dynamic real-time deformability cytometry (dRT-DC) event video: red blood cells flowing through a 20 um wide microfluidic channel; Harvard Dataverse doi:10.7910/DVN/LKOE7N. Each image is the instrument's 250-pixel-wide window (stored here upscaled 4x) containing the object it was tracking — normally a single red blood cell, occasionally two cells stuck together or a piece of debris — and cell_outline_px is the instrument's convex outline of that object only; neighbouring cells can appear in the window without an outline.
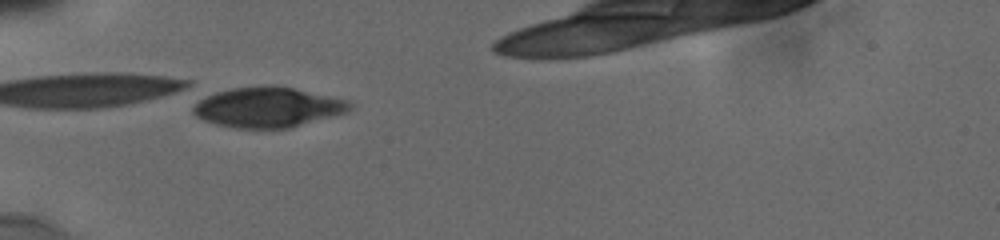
{"species": "human", "species_latin": "Homo sapiens", "temperature_condition": "cold", "stored_images_in_passage": 2, "camera_frame_rate_fps": 3000, "um_per_image_px": 0.085, "donor": {"sex": "male"}, "frame": {"image": 1, "passage_image": 1, "time_ms": 0.0, "image_size_px": [1000, 240], "cell_outline_px": [[352, 108], [348, 112], [288, 128], [236, 128], [216, 124], [204, 120], [196, 116], [192, 112], [192, 108], [200, 100], [216, 92], [232, 88], [272, 84], [292, 88], [348, 100], [352, 104]], "centroid_in_image_um": [22.77, 9.11], "position_along_channel_um": 62.2, "area_um2": 36.41}}